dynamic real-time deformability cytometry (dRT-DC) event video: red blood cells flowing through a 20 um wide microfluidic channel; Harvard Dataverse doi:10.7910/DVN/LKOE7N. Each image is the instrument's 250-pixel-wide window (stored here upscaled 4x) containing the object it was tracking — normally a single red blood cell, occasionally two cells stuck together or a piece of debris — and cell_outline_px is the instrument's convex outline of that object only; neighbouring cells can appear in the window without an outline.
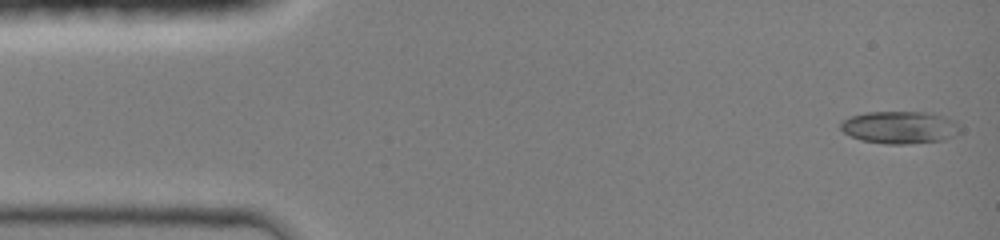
{"species": "common noctule bat (a hibernating species)", "species_latin": "Nyctalus noctula", "temperature_condition": "room temperature", "stored_images_in_passage": 44, "camera_frame_rate_fps": 3000, "um_per_image_px": 0.085, "animal": {"sex": "female", "body_mass_g": 19.0, "forearm_length_mm": 51.5}, "frame": {"image": 1, "passage_image": 1, "time_ms": 0.0, "image_size_px": [1000, 240], "cell_outline_px": [[960, 132], [944, 140], [908, 144], [888, 144], [860, 140], [844, 132], [840, 128], [840, 124], [844, 120], [852, 116], [864, 112], [932, 112], [956, 120], [960, 128]], "centroid_in_image_um": [76.52, 10.82], "position_along_channel_um": 8.5, "area_um2": 22.72}}
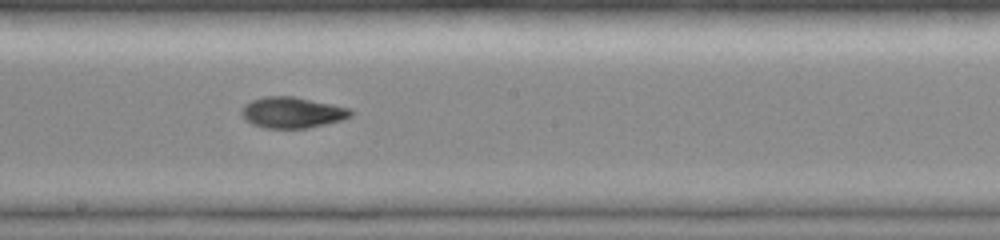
{"frame": {"image": 2, "passage_image": 24, "time_ms": 7.667, "image_size_px": [1000, 240], "cell_outline_px": [[356, 112], [352, 116], [344, 120], [308, 128], [264, 128], [252, 124], [244, 120], [240, 112], [244, 104], [252, 100], [264, 96], [292, 96], [352, 108]], "centroid_in_image_um": [24.87, 9.57], "position_along_channel_um": 223.3, "area_um2": 20.06}}
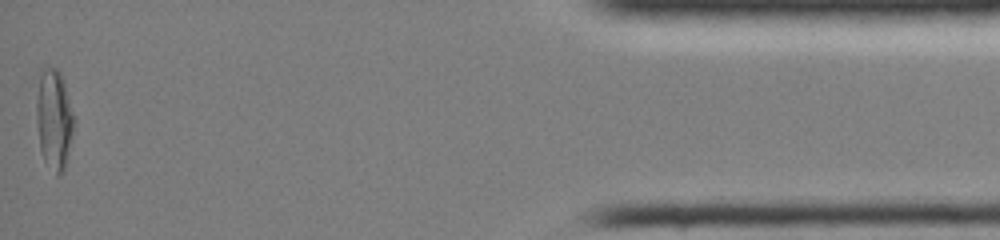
{"frame": {"image": 3, "passage_image": 44, "time_ms": 14.333, "image_size_px": [1000, 240], "cell_outline_px": [[76, 120], [64, 172], [56, 176], [44, 160], [40, 152], [36, 120], [36, 104], [40, 68], [56, 68], [60, 72]], "centroid_in_image_um": [4.59, 10.17], "position_along_channel_um": 430.6, "area_um2": 22.25}, "authors_computed_cell_mechanics": {"area_um2": 19.6231, "velocity_mm_per_s": 4.2681, "shape_relaxation_time_tau1_ms": 6.1486, "shape_relaxation_time_tau2_ms": 2.9721, "deformation_change_tau1": 0.2278, "deformation_change_tau2": 0.0848}}